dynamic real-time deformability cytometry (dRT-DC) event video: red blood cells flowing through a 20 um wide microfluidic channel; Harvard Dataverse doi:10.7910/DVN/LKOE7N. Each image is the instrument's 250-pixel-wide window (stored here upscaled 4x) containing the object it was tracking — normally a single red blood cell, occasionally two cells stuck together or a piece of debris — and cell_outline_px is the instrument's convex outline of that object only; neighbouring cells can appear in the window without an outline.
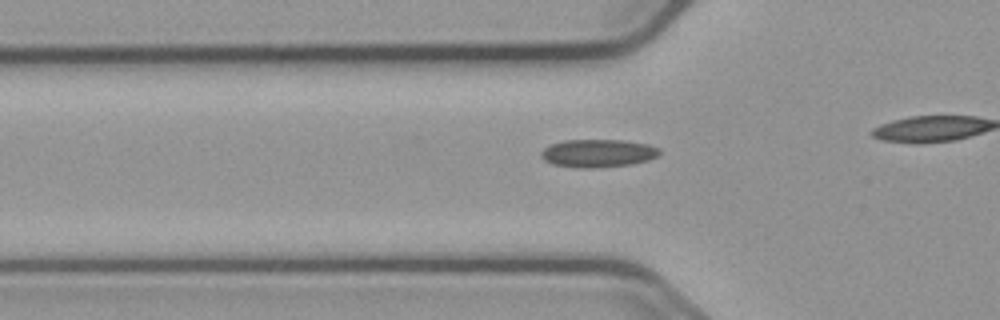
{"species": "common noctule bat (a hibernating species)", "species_latin": "Nyctalus noctula", "temperature_condition": "cold", "stored_images_in_passage": 34, "camera_frame_rate_fps": 3000, "um_per_image_px": 0.085, "animal": {"sex": "male", "body_mass_g": 23.1, "forearm_length_mm": 52.7}, "frame": {"image": 1, "passage_image": 9, "time_ms": 2.667, "image_size_px": [1000, 320], "cell_outline_px": [[660, 152], [656, 156], [648, 160], [632, 164], [592, 168], [580, 168], [552, 164], [544, 160], [540, 156], [540, 152], [544, 148], [552, 144], [564, 140], [624, 140], [648, 144], [660, 148]], "centroid_in_image_um": [50.82, 13.02], "position_along_channel_um": 75.0, "area_um2": 19.31}}
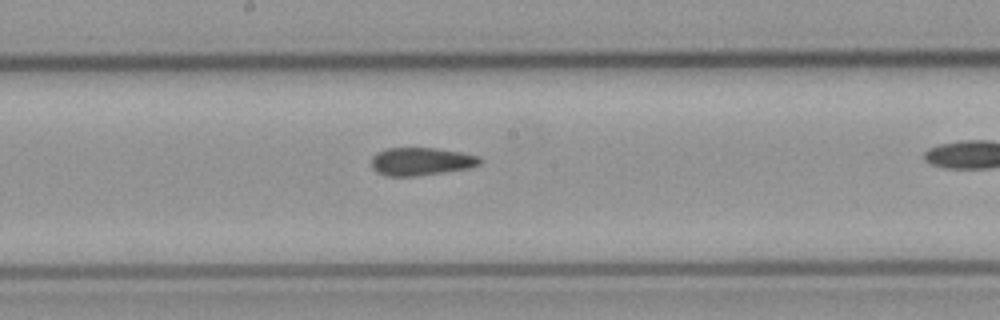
{"frame": {"image": 2, "passage_image": 20, "time_ms": 6.333, "image_size_px": [1000, 320], "cell_outline_px": [[484, 160], [480, 164], [468, 168], [444, 172], [416, 176], [384, 176], [376, 172], [372, 168], [372, 156], [376, 152], [384, 148], [436, 148], [460, 152], [480, 156]], "centroid_in_image_um": [35.78, 13.72], "position_along_channel_um": 212.4, "area_um2": 17.86}}
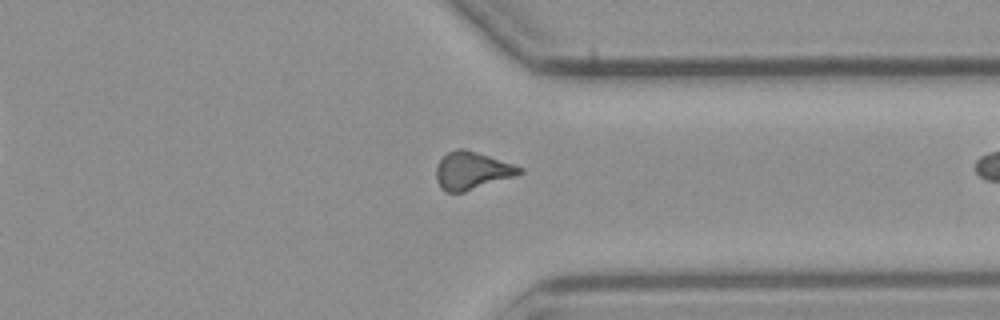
{"frame": {"image": 3, "passage_image": 33, "time_ms": 10.667, "image_size_px": [1000, 320], "cell_outline_px": [[524, 172], [464, 192], [448, 192], [440, 188], [436, 180], [436, 168], [440, 160], [448, 152], [456, 148], [464, 148], [524, 168]], "centroid_in_image_um": [40.07, 14.5], "position_along_channel_um": 371.3, "area_um2": 17.92}}